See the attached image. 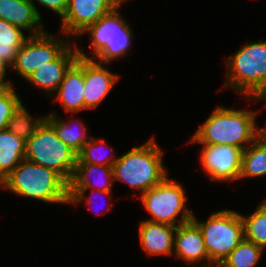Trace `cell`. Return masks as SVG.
<instances>
[{"label":"cell","instance_id":"obj_1","mask_svg":"<svg viewBox=\"0 0 266 267\" xmlns=\"http://www.w3.org/2000/svg\"><path fill=\"white\" fill-rule=\"evenodd\" d=\"M20 196L48 203H68L69 183L56 171L24 159L0 183Z\"/></svg>","mask_w":266,"mask_h":267},{"label":"cell","instance_id":"obj_2","mask_svg":"<svg viewBox=\"0 0 266 267\" xmlns=\"http://www.w3.org/2000/svg\"><path fill=\"white\" fill-rule=\"evenodd\" d=\"M256 112L217 107L192 137L205 145H232L242 150V143L257 139Z\"/></svg>","mask_w":266,"mask_h":267},{"label":"cell","instance_id":"obj_3","mask_svg":"<svg viewBox=\"0 0 266 267\" xmlns=\"http://www.w3.org/2000/svg\"><path fill=\"white\" fill-rule=\"evenodd\" d=\"M162 155L163 152L158 148L154 138L145 145L133 147L113 164L114 179L123 180L143 194L167 177L166 169L161 162Z\"/></svg>","mask_w":266,"mask_h":267},{"label":"cell","instance_id":"obj_4","mask_svg":"<svg viewBox=\"0 0 266 267\" xmlns=\"http://www.w3.org/2000/svg\"><path fill=\"white\" fill-rule=\"evenodd\" d=\"M226 64L231 88L254 101L266 98V42L244 45Z\"/></svg>","mask_w":266,"mask_h":267},{"label":"cell","instance_id":"obj_5","mask_svg":"<svg viewBox=\"0 0 266 267\" xmlns=\"http://www.w3.org/2000/svg\"><path fill=\"white\" fill-rule=\"evenodd\" d=\"M25 159L56 171L69 183L76 168L77 153L44 120L26 141Z\"/></svg>","mask_w":266,"mask_h":267},{"label":"cell","instance_id":"obj_6","mask_svg":"<svg viewBox=\"0 0 266 267\" xmlns=\"http://www.w3.org/2000/svg\"><path fill=\"white\" fill-rule=\"evenodd\" d=\"M200 228L210 264L219 266L224 259L244 240V225L241 214L231 210L213 213L206 223L192 219Z\"/></svg>","mask_w":266,"mask_h":267},{"label":"cell","instance_id":"obj_7","mask_svg":"<svg viewBox=\"0 0 266 267\" xmlns=\"http://www.w3.org/2000/svg\"><path fill=\"white\" fill-rule=\"evenodd\" d=\"M146 210L153 216L148 221L177 227L193 219V214L185 207L186 196L177 182L167 177L155 187L141 195ZM182 211V212H181ZM182 213L178 225L176 216Z\"/></svg>","mask_w":266,"mask_h":267},{"label":"cell","instance_id":"obj_8","mask_svg":"<svg viewBox=\"0 0 266 267\" xmlns=\"http://www.w3.org/2000/svg\"><path fill=\"white\" fill-rule=\"evenodd\" d=\"M116 12L102 17L83 32L91 34L90 47L94 49L92 56L99 57V63H109L110 60L123 56L131 44V30L119 17V12Z\"/></svg>","mask_w":266,"mask_h":267},{"label":"cell","instance_id":"obj_9","mask_svg":"<svg viewBox=\"0 0 266 267\" xmlns=\"http://www.w3.org/2000/svg\"><path fill=\"white\" fill-rule=\"evenodd\" d=\"M68 45V42L56 40L46 31L39 35H31L18 49L11 69L27 79L38 67L55 60Z\"/></svg>","mask_w":266,"mask_h":267},{"label":"cell","instance_id":"obj_10","mask_svg":"<svg viewBox=\"0 0 266 267\" xmlns=\"http://www.w3.org/2000/svg\"><path fill=\"white\" fill-rule=\"evenodd\" d=\"M126 0H70L63 17V33L82 35L83 32L98 22L102 17L117 11Z\"/></svg>","mask_w":266,"mask_h":267},{"label":"cell","instance_id":"obj_11","mask_svg":"<svg viewBox=\"0 0 266 267\" xmlns=\"http://www.w3.org/2000/svg\"><path fill=\"white\" fill-rule=\"evenodd\" d=\"M242 149L232 145H205L201 152V163L211 181L240 179Z\"/></svg>","mask_w":266,"mask_h":267},{"label":"cell","instance_id":"obj_12","mask_svg":"<svg viewBox=\"0 0 266 267\" xmlns=\"http://www.w3.org/2000/svg\"><path fill=\"white\" fill-rule=\"evenodd\" d=\"M78 56L84 58V103L85 109L95 108L115 85L118 76L93 61L78 49Z\"/></svg>","mask_w":266,"mask_h":267},{"label":"cell","instance_id":"obj_13","mask_svg":"<svg viewBox=\"0 0 266 267\" xmlns=\"http://www.w3.org/2000/svg\"><path fill=\"white\" fill-rule=\"evenodd\" d=\"M101 173H99V172ZM103 175L104 178L100 177L106 182H100V187H97V192L105 195H110L111 193V183L114 181L113 167L94 165L87 163H76V168L73 173L72 179L69 182V202L70 204H77L82 201L84 194L88 188L96 187V184L90 180V176ZM93 178V177H92ZM102 183V184H101Z\"/></svg>","mask_w":266,"mask_h":267},{"label":"cell","instance_id":"obj_14","mask_svg":"<svg viewBox=\"0 0 266 267\" xmlns=\"http://www.w3.org/2000/svg\"><path fill=\"white\" fill-rule=\"evenodd\" d=\"M57 100L66 112L85 109L84 103V58L77 60L66 71L63 81L57 90Z\"/></svg>","mask_w":266,"mask_h":267},{"label":"cell","instance_id":"obj_15","mask_svg":"<svg viewBox=\"0 0 266 267\" xmlns=\"http://www.w3.org/2000/svg\"><path fill=\"white\" fill-rule=\"evenodd\" d=\"M78 57V48L73 52L68 46L55 60L38 67L26 80L47 92L57 91L66 71Z\"/></svg>","mask_w":266,"mask_h":267},{"label":"cell","instance_id":"obj_16","mask_svg":"<svg viewBox=\"0 0 266 267\" xmlns=\"http://www.w3.org/2000/svg\"><path fill=\"white\" fill-rule=\"evenodd\" d=\"M174 247L177 257L187 265L203 259L210 261L200 228L193 220L176 227Z\"/></svg>","mask_w":266,"mask_h":267},{"label":"cell","instance_id":"obj_17","mask_svg":"<svg viewBox=\"0 0 266 267\" xmlns=\"http://www.w3.org/2000/svg\"><path fill=\"white\" fill-rule=\"evenodd\" d=\"M0 19L25 29H32V35L44 33L41 15L31 0H0Z\"/></svg>","mask_w":266,"mask_h":267},{"label":"cell","instance_id":"obj_18","mask_svg":"<svg viewBox=\"0 0 266 267\" xmlns=\"http://www.w3.org/2000/svg\"><path fill=\"white\" fill-rule=\"evenodd\" d=\"M176 227L142 221L139 229L140 243L148 255H171L174 248Z\"/></svg>","mask_w":266,"mask_h":267},{"label":"cell","instance_id":"obj_19","mask_svg":"<svg viewBox=\"0 0 266 267\" xmlns=\"http://www.w3.org/2000/svg\"><path fill=\"white\" fill-rule=\"evenodd\" d=\"M26 154V140L9 130H0V183L19 165Z\"/></svg>","mask_w":266,"mask_h":267},{"label":"cell","instance_id":"obj_20","mask_svg":"<svg viewBox=\"0 0 266 267\" xmlns=\"http://www.w3.org/2000/svg\"><path fill=\"white\" fill-rule=\"evenodd\" d=\"M22 28L0 19V59L9 64H14L18 49L27 38L24 37Z\"/></svg>","mask_w":266,"mask_h":267},{"label":"cell","instance_id":"obj_21","mask_svg":"<svg viewBox=\"0 0 266 267\" xmlns=\"http://www.w3.org/2000/svg\"><path fill=\"white\" fill-rule=\"evenodd\" d=\"M242 151L241 173L239 178L258 177L266 174V145L256 139Z\"/></svg>","mask_w":266,"mask_h":267},{"label":"cell","instance_id":"obj_22","mask_svg":"<svg viewBox=\"0 0 266 267\" xmlns=\"http://www.w3.org/2000/svg\"><path fill=\"white\" fill-rule=\"evenodd\" d=\"M45 120L54 128L56 135L78 153L81 148L91 140H87L86 128L81 124V129H77L69 126L66 122L60 121L59 118L54 116V113H50Z\"/></svg>","mask_w":266,"mask_h":267},{"label":"cell","instance_id":"obj_23","mask_svg":"<svg viewBox=\"0 0 266 267\" xmlns=\"http://www.w3.org/2000/svg\"><path fill=\"white\" fill-rule=\"evenodd\" d=\"M244 225V239L257 246L266 247V202L259 205L256 211L248 216L241 215Z\"/></svg>","mask_w":266,"mask_h":267},{"label":"cell","instance_id":"obj_24","mask_svg":"<svg viewBox=\"0 0 266 267\" xmlns=\"http://www.w3.org/2000/svg\"><path fill=\"white\" fill-rule=\"evenodd\" d=\"M263 250L260 246L244 239L218 267H255Z\"/></svg>","mask_w":266,"mask_h":267},{"label":"cell","instance_id":"obj_25","mask_svg":"<svg viewBox=\"0 0 266 267\" xmlns=\"http://www.w3.org/2000/svg\"><path fill=\"white\" fill-rule=\"evenodd\" d=\"M45 120V117L32 121L31 116L26 111L22 103L14 110L12 117L8 120L7 130L15 133L18 137L28 140L36 133L38 127Z\"/></svg>","mask_w":266,"mask_h":267},{"label":"cell","instance_id":"obj_26","mask_svg":"<svg viewBox=\"0 0 266 267\" xmlns=\"http://www.w3.org/2000/svg\"><path fill=\"white\" fill-rule=\"evenodd\" d=\"M20 103L21 100L12 87H0V130L7 128L8 120Z\"/></svg>","mask_w":266,"mask_h":267},{"label":"cell","instance_id":"obj_27","mask_svg":"<svg viewBox=\"0 0 266 267\" xmlns=\"http://www.w3.org/2000/svg\"><path fill=\"white\" fill-rule=\"evenodd\" d=\"M99 145L97 140H91L90 142L86 143L81 150L77 153V162L76 163H87V164H94V165H102V166H110L112 167L113 164L117 161V158L114 160H110L111 158H101L99 155H95L96 146ZM95 149V151H94ZM99 157V158H98Z\"/></svg>","mask_w":266,"mask_h":267},{"label":"cell","instance_id":"obj_28","mask_svg":"<svg viewBox=\"0 0 266 267\" xmlns=\"http://www.w3.org/2000/svg\"><path fill=\"white\" fill-rule=\"evenodd\" d=\"M40 4L56 11L62 18L67 12L70 0H37ZM33 3V0H31Z\"/></svg>","mask_w":266,"mask_h":267},{"label":"cell","instance_id":"obj_29","mask_svg":"<svg viewBox=\"0 0 266 267\" xmlns=\"http://www.w3.org/2000/svg\"><path fill=\"white\" fill-rule=\"evenodd\" d=\"M7 65L9 66V64H7L5 61L0 59V87L1 88H7V87H12L10 82L5 81L4 82V76H5V71L7 68Z\"/></svg>","mask_w":266,"mask_h":267},{"label":"cell","instance_id":"obj_30","mask_svg":"<svg viewBox=\"0 0 266 267\" xmlns=\"http://www.w3.org/2000/svg\"><path fill=\"white\" fill-rule=\"evenodd\" d=\"M257 138L266 145V125L258 130Z\"/></svg>","mask_w":266,"mask_h":267},{"label":"cell","instance_id":"obj_31","mask_svg":"<svg viewBox=\"0 0 266 267\" xmlns=\"http://www.w3.org/2000/svg\"><path fill=\"white\" fill-rule=\"evenodd\" d=\"M87 199H88V201H87V202H89L88 204H89V206L91 207V205H90V204H91V201H90V200H91V198H87Z\"/></svg>","mask_w":266,"mask_h":267}]
</instances>
